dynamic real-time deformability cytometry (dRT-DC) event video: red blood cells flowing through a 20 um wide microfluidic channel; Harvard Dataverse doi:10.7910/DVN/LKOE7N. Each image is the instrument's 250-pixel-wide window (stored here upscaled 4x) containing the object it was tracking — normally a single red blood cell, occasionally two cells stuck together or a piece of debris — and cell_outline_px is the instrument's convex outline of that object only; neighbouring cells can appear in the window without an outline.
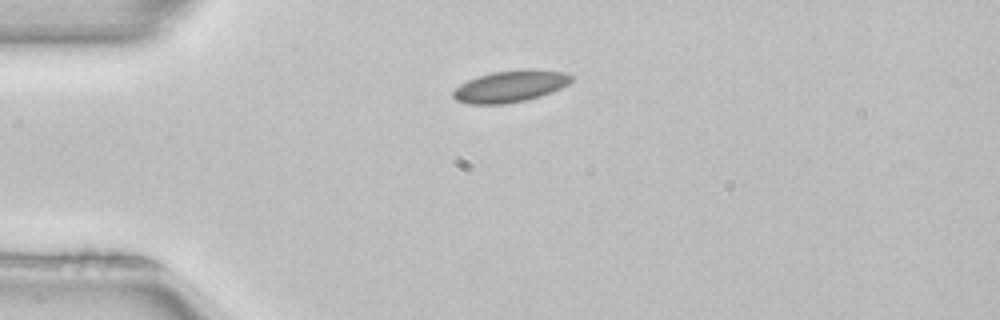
{"species": "common noctule bat (a hibernating species)", "species_latin": "Nyctalus noctula", "temperature_condition": "room temperature", "stored_images_in_passage": 3, "camera_frame_rate_fps": 3000, "um_per_image_px": 0.085, "animal": {"sex": "female", "body_mass_g": 22.7, "forearm_length_mm": 54.2}, "frame": {"image": 1, "passage_image": 1, "time_ms": 0.0, "image_size_px": [1000, 320], "cell_outline_px": [[572, 80], [568, 84], [552, 92], [540, 96], [524, 100], [504, 104], [468, 104], [456, 100], [452, 96], [452, 92], [460, 84], [468, 80], [492, 72], [524, 68], [532, 68], [564, 72], [572, 76]], "centroid_in_image_um": [43.38, 7.32], "position_along_channel_um": 41.6, "area_um2": 21.91}}